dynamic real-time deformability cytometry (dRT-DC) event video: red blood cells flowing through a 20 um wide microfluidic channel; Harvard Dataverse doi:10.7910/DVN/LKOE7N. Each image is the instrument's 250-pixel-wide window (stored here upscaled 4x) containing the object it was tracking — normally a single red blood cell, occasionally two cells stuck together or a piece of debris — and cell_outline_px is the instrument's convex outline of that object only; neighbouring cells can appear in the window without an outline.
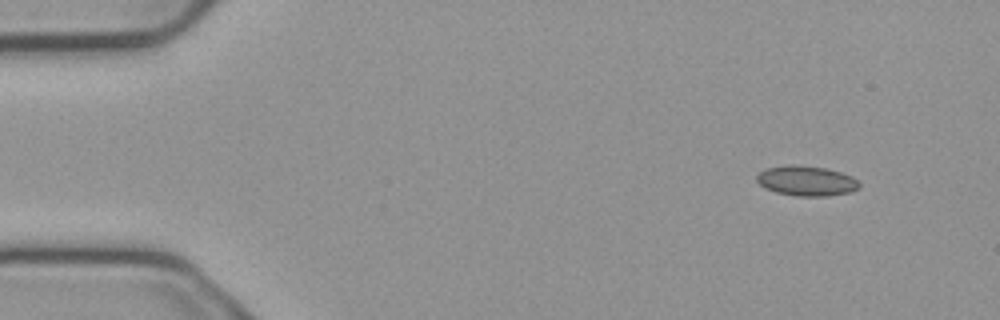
{"species": "common noctule bat (a hibernating species)", "species_latin": "Nyctalus noctula", "temperature_condition": "cold", "stored_images_in_passage": 5, "segment_of_instrument_passage": [1, 2], "camera_frame_rate_fps": 3000, "um_per_image_px": 0.085, "animal": {"sex": "male", "body_mass_g": 23.1, "forearm_length_mm": 52.7}, "frame": {"image": 1, "passage_image": 1, "time_ms": 0.0, "image_size_px": [1000, 320], "cell_outline_px": [[860, 188], [852, 192], [828, 196], [796, 196], [776, 192], [764, 188], [756, 180], [756, 176], [760, 172], [768, 168], [788, 164], [796, 164], [824, 168], [840, 172], [852, 176], [860, 184]], "centroid_in_image_um": [68.55, 15.38], "position_along_channel_um": 16.4, "area_um2": 18.03}}